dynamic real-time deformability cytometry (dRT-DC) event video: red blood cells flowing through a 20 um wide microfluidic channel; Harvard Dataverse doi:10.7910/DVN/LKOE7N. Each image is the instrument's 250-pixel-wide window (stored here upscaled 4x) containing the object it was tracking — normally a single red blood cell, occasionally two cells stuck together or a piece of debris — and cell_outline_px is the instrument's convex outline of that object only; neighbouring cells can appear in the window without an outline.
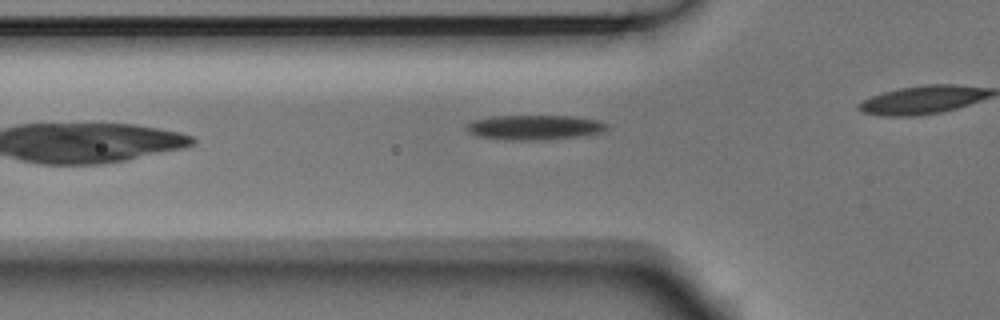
{"species": "Egyptian fruit bat (a non-hibernating species)", "species_latin": "Rousettus aegyptiacus", "temperature_condition": "room temperature", "stored_images_in_passage": 7, "camera_frame_rate_fps": 3000, "um_per_image_px": 0.085, "animal": {"sex": "male"}, "frame": {"image": 1, "passage_image": 5, "time_ms": 1.333, "image_size_px": [1000, 320], "cell_outline_px": [[608, 128], [600, 132], [580, 136], [548, 140], [508, 140], [476, 136], [468, 132], [464, 128], [468, 124], [476, 120], [492, 116], [576, 116], [596, 120], [608, 124]], "centroid_in_image_um": [45.43, 10.83], "position_along_channel_um": 80.4, "area_um2": 20.29}}
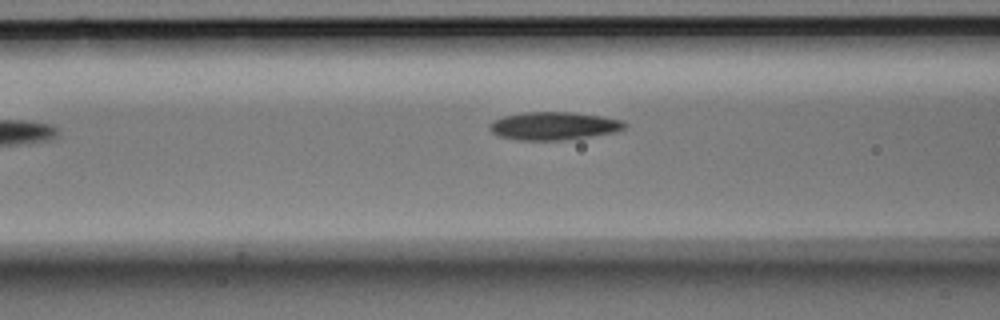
{"frame": {"image": 2, "passage_image": 7, "time_ms": 2.0, "image_size_px": [1000, 320], "cell_outline_px": [[628, 124], [624, 128], [616, 132], [592, 136], [564, 140], [516, 140], [500, 136], [492, 132], [488, 128], [488, 124], [492, 120], [504, 116], [524, 112], [572, 112], [604, 116], [624, 120]], "centroid_in_image_um": [47.09, 10.7], "position_along_channel_um": 119.5, "area_um2": 22.31}}